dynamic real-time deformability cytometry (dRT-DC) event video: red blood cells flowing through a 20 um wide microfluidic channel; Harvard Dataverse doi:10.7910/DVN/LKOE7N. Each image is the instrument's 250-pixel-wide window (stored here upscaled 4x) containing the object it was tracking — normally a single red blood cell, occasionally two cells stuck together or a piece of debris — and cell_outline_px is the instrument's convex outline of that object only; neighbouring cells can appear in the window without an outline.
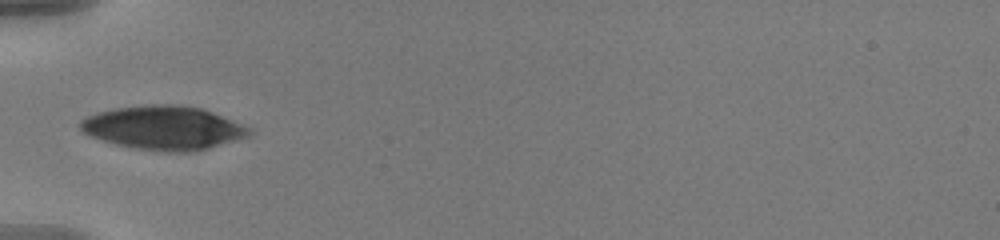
{"species": "human", "species_latin": "Homo sapiens", "temperature_condition": "warm", "stored_images_in_passage": 10, "camera_frame_rate_fps": 3000, "um_per_image_px": 0.085, "donor": {"sex": "male"}, "frame": {"image": 1, "passage_image": 7, "time_ms": 2.0, "image_size_px": [1000, 240], "cell_outline_px": [[252, 132], [248, 136], [208, 148], [184, 152], [164, 152], [136, 148], [116, 144], [92, 136], [84, 132], [80, 128], [80, 120], [88, 116], [100, 112], [116, 108], [148, 104], [184, 104], [200, 108], [212, 112], [252, 128]], "centroid_in_image_um": [13.92, 10.85], "position_along_channel_um": 71.1, "area_um2": 42.66}}
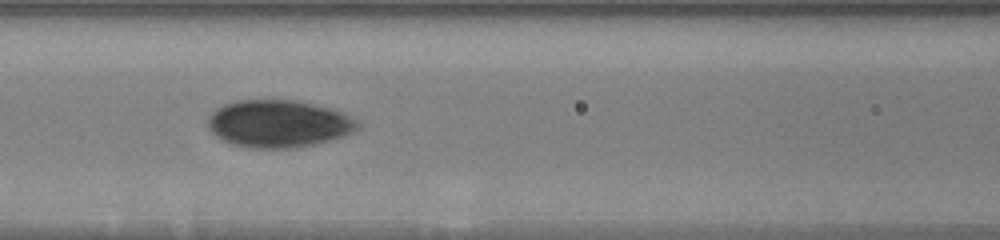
{"frame": {"image": 2, "passage_image": 9, "time_ms": 2.667, "image_size_px": [1000, 240], "cell_outline_px": [[360, 128], [356, 132], [344, 136], [316, 144], [296, 148], [248, 148], [232, 144], [216, 136], [208, 128], [208, 116], [216, 108], [224, 104], [236, 100], [300, 100], [332, 108], [356, 116], [360, 120]], "centroid_in_image_um": [23.76, 10.51], "position_along_channel_um": 142.8, "area_um2": 42.25}}
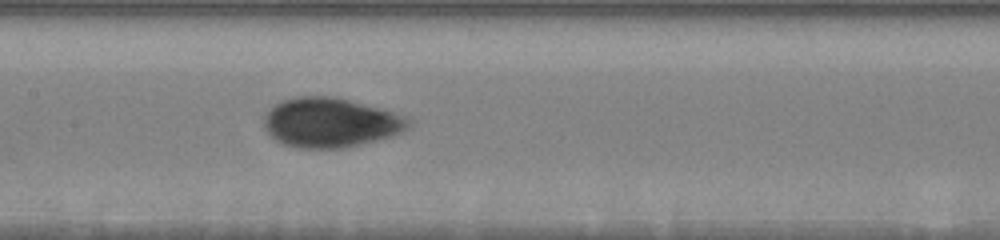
{"frame": {"image": 3, "passage_image": 10, "time_ms": 3.0, "image_size_px": [1000, 240], "cell_outline_px": [[412, 124], [408, 128], [392, 136], [376, 140], [340, 148], [300, 148], [284, 144], [276, 140], [264, 128], [264, 116], [280, 100], [296, 96], [336, 96], [384, 108], [404, 116], [412, 120]], "centroid_in_image_um": [28.11, 10.39], "position_along_channel_um": 179.3, "area_um2": 41.85}}